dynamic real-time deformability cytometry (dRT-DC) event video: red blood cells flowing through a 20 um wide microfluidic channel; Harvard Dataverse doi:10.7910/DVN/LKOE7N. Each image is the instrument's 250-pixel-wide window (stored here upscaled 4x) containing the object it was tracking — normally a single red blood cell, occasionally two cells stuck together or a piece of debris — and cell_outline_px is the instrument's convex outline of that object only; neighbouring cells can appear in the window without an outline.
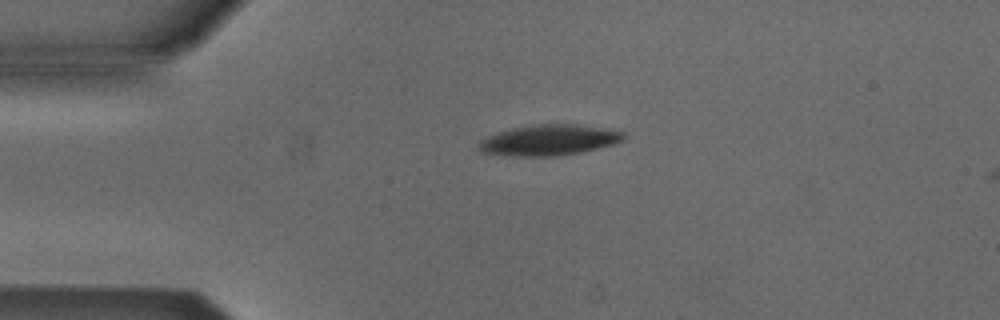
{"species": "Egyptian fruit bat (a non-hibernating species)", "species_latin": "Rousettus aegyptiacus", "temperature_condition": "cold", "stored_images_in_passage": 5, "camera_frame_rate_fps": 3000, "um_per_image_px": 0.085, "animal": {"sex": "male"}, "frame": {"image": 1, "passage_image": 1, "time_ms": 0.0, "image_size_px": [1000, 320], "cell_outline_px": [[624, 136], [620, 140], [612, 144], [580, 152], [556, 156], [508, 156], [480, 152], [476, 148], [476, 144], [480, 140], [488, 136], [512, 128], [532, 124], [576, 124], [624, 132]], "centroid_in_image_um": [46.55, 11.91], "position_along_channel_um": 38.4, "area_um2": 25.72}}
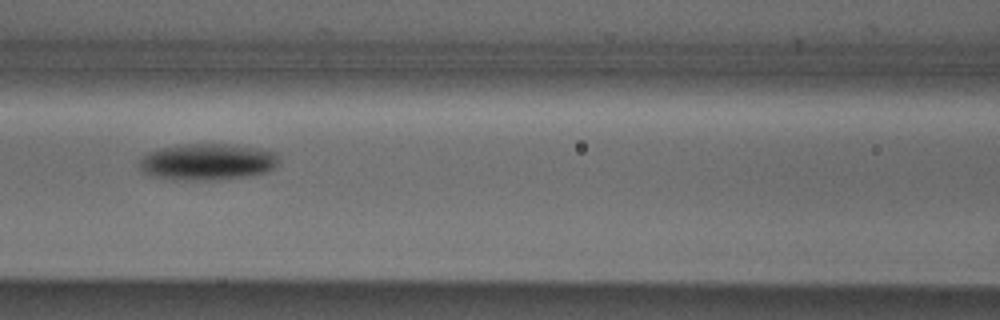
{"frame": {"image": 2, "passage_image": 4, "time_ms": 3.667, "image_size_px": [1000, 320], "cell_outline_px": [[280, 160], [272, 168], [264, 172], [244, 176], [216, 180], [172, 180], [152, 176], [140, 172], [140, 156], [148, 152], [160, 148], [184, 144], [228, 144], [260, 148], [276, 152]], "centroid_in_image_um": [17.58, 13.75], "position_along_channel_um": 149.0, "area_um2": 29.88}}
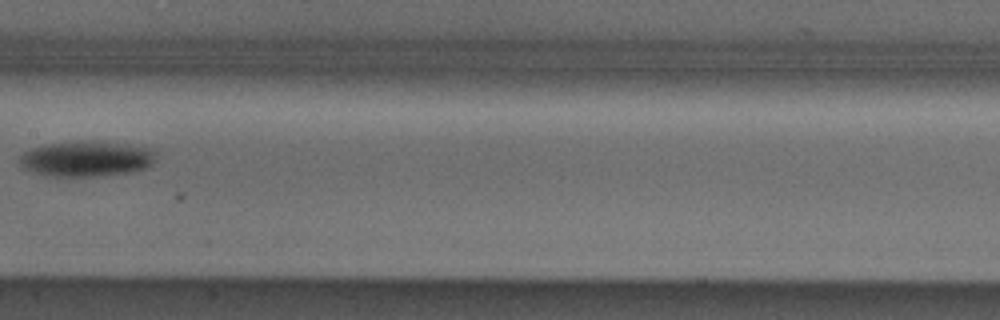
{"frame": {"image": 3, "passage_image": 5, "time_ms": 5.0, "image_size_px": [1000, 320], "cell_outline_px": [[152, 164], [144, 168], [128, 172], [104, 176], [52, 176], [36, 172], [24, 168], [20, 164], [20, 156], [24, 152], [32, 148], [48, 144], [84, 140], [152, 148]], "centroid_in_image_um": [7.3, 13.5], "position_along_channel_um": 200.1, "area_um2": 27.51}}